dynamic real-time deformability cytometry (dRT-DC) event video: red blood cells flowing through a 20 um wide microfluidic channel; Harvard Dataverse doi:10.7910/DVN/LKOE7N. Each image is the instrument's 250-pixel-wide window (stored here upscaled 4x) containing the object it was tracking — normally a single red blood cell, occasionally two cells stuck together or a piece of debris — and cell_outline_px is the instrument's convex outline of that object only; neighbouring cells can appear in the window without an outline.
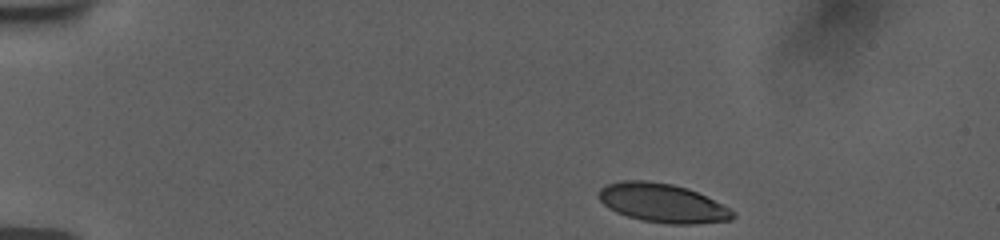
{"species": "human", "species_latin": "Homo sapiens", "temperature_condition": "room temperature", "stored_images_in_passage": 47, "camera_frame_rate_fps": 3000, "um_per_image_px": 0.085, "donor": {"sex": "female"}, "frame": {"image": 1, "passage_image": 1, "time_ms": 0.0, "image_size_px": [1000, 240], "cell_outline_px": [[736, 216], [732, 220], [696, 224], [668, 224], [640, 220], [616, 212], [608, 208], [596, 196], [600, 188], [608, 184], [624, 180], [644, 180], [672, 184], [688, 188], [736, 212]], "centroid_in_image_um": [56.29, 17.26], "position_along_channel_um": 28.7, "area_um2": 30.35}}
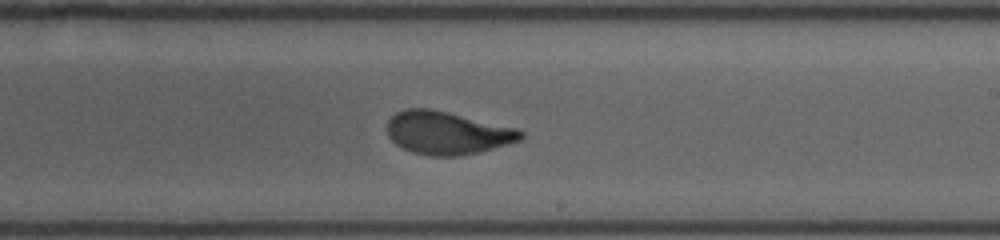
{"frame": {"image": 2, "passage_image": 26, "time_ms": 8.333, "image_size_px": [1000, 240], "cell_outline_px": [[524, 136], [520, 140], [492, 148], [460, 156], [432, 156], [412, 152], [396, 144], [388, 136], [388, 120], [396, 112], [404, 108], [428, 108], [448, 112], [516, 128], [524, 132]], "centroid_in_image_um": [37.99, 11.29], "position_along_channel_um": 251.0, "area_um2": 33.12}}
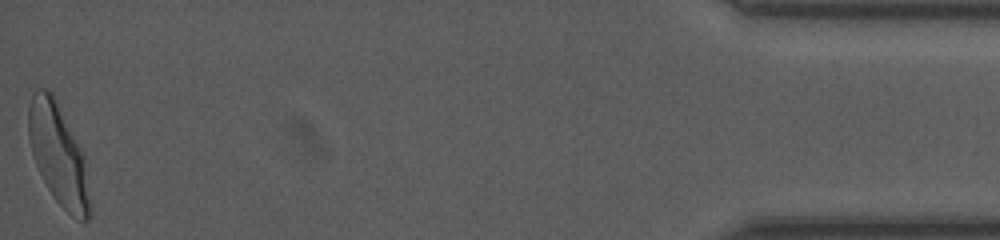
{"frame": {"image": 3, "passage_image": 47, "time_ms": 15.333, "image_size_px": [1000, 240], "cell_outline_px": [[92, 212], [88, 220], [80, 220], [72, 216], [52, 196], [36, 164], [32, 152], [28, 136], [28, 104], [32, 92], [36, 88], [44, 88], [52, 92], [56, 100], [80, 152], [92, 208]], "centroid_in_image_um": [4.9, 13.13], "position_along_channel_um": 430.3, "area_um2": 34.91}, "authors_computed_cell_mechanics": {"area_um2": 33.2928, "velocity_mm_per_s": 3.7541, "shape_relaxation_time_tau1_ms": 3.0299, "shape_relaxation_time_tau2_ms": 0.7687, "deformation_change_tau1": 0.1829, "deformation_change_tau2": 0.057}}